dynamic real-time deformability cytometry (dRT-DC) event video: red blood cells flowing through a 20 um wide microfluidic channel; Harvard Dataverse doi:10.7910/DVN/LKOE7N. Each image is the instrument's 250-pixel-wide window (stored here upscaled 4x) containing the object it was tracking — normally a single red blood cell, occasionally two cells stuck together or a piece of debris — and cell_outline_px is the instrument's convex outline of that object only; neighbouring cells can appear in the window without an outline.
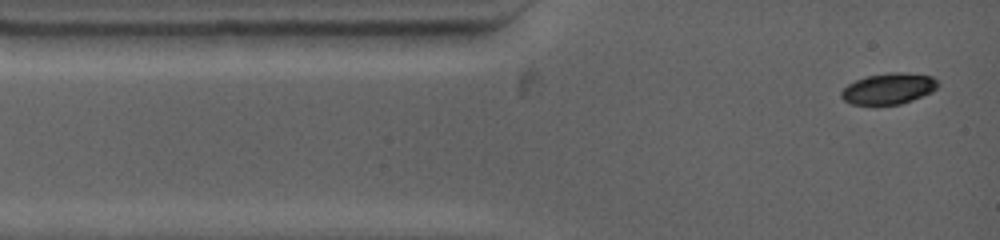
{"species": "common noctule bat (a hibernating species)", "species_latin": "Nyctalus noctula", "temperature_condition": "warm", "stored_images_in_passage": 4, "camera_frame_rate_fps": 4500, "um_per_image_px": 0.085, "animal": {"sex": "female", "body_mass_g": 19.0, "forearm_length_mm": 53.3}, "frame": {"image": 1, "passage_image": 1, "time_ms": 0.0, "image_size_px": [1000, 240], "cell_outline_px": [[940, 84], [932, 92], [912, 100], [900, 104], [852, 104], [844, 100], [840, 96], [840, 92], [848, 84], [856, 80], [868, 76], [888, 72], [904, 72], [932, 76]], "centroid_in_image_um": [75.54, 7.52], "position_along_channel_um": 9.5, "area_um2": 17.4}}
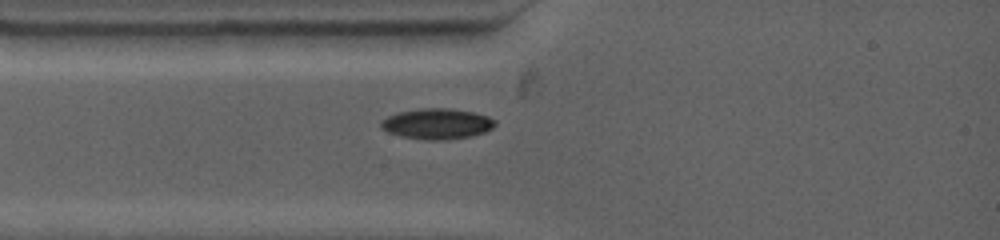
{"frame": {"image": 2, "passage_image": 4, "time_ms": 2.0, "image_size_px": [1000, 240], "cell_outline_px": [[496, 124], [492, 128], [484, 132], [472, 136], [444, 140], [428, 140], [400, 136], [388, 132], [380, 128], [380, 120], [396, 112], [420, 108], [444, 108], [472, 112], [488, 116], [496, 120]], "centroid_in_image_um": [37.11, 10.52], "position_along_channel_um": 47.9, "area_um2": 20.46}}